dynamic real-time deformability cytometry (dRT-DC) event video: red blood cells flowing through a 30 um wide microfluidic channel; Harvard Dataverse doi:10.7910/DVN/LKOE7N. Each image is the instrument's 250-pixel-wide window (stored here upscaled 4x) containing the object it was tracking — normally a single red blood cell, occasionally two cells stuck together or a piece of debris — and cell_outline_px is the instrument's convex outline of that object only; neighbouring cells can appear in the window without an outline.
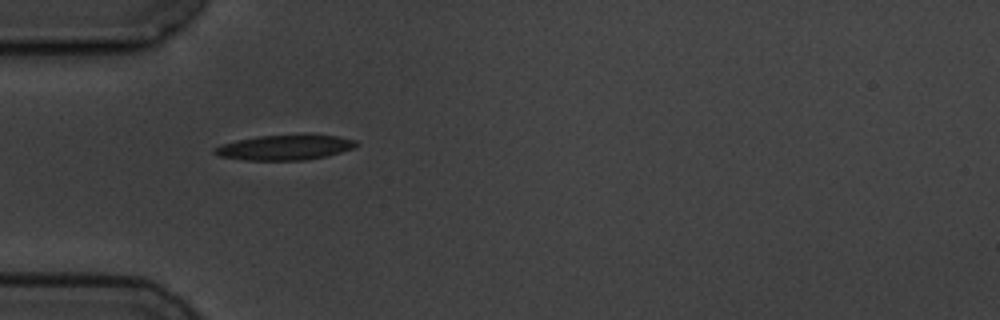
{"species": "common noctule bat (a hibernating species)", "species_latin": "Nyctalus noctula", "temperature_condition": "cold", "stored_images_in_passage": 2, "camera_frame_rate_fps": 3000, "um_per_image_px": 0.085, "animal": {"sex": "male", "body_mass_g": 19.5, "forearm_length_mm": 54.6}, "frame": {"image": 1, "passage_image": 1, "time_ms": 0.0, "image_size_px": [1000, 320], "cell_outline_px": [[356, 144], [352, 148], [328, 156], [304, 160], [244, 160], [220, 156], [212, 152], [212, 148], [220, 144], [236, 140], [256, 136], [308, 132], [340, 136], [356, 140]], "centroid_in_image_um": [24.21, 12.49], "position_along_channel_um": 60.8, "area_um2": 21.56}}
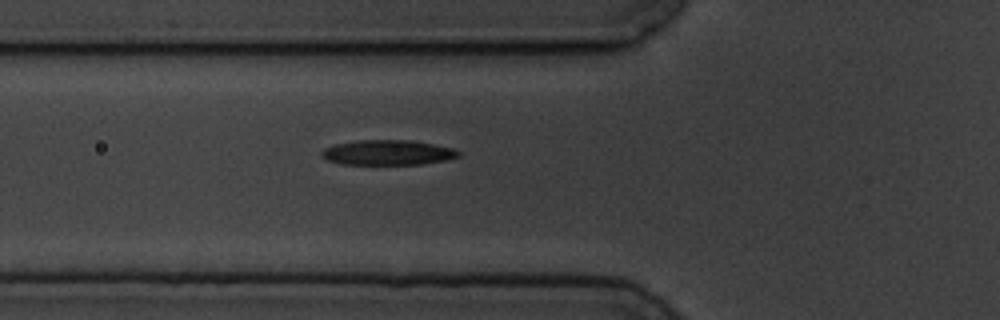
{"frame": {"image": 2, "passage_image": 2, "time_ms": 1.0, "image_size_px": [1000, 320], "cell_outline_px": [[460, 156], [448, 160], [424, 164], [340, 164], [328, 160], [320, 156], [320, 152], [324, 148], [332, 144], [356, 140], [412, 140], [452, 148], [460, 152]], "centroid_in_image_um": [32.92, 12.96], "position_along_channel_um": 92.9, "area_um2": 20.17}}